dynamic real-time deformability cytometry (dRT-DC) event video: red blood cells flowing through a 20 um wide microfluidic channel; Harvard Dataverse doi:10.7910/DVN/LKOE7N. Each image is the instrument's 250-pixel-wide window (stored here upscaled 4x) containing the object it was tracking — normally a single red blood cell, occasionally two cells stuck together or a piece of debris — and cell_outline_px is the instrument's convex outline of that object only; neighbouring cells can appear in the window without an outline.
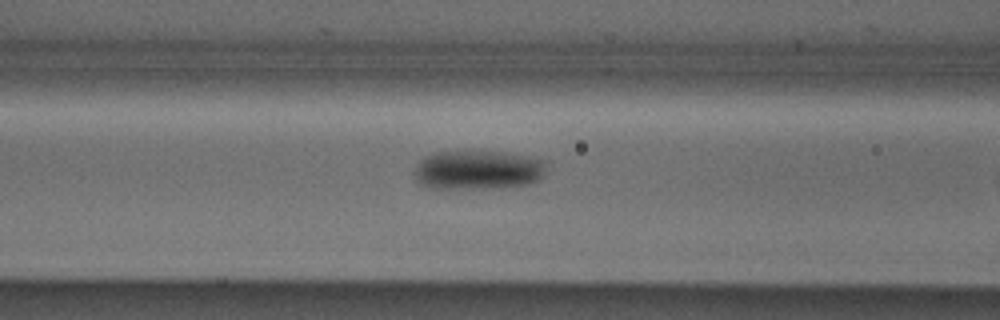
{"species": "Egyptian fruit bat (a non-hibernating species)", "species_latin": "Rousettus aegyptiacus", "temperature_condition": "cold", "stored_images_in_passage": 8, "camera_frame_rate_fps": 3000, "um_per_image_px": 0.085, "animal": {"sex": "male"}, "frame": {"image": 1, "passage_image": 7, "time_ms": 2.0, "image_size_px": [1000, 320], "cell_outline_px": [[548, 160], [544, 172], [540, 180], [528, 184], [500, 188], [428, 188], [420, 184], [416, 180], [412, 172], [416, 164], [424, 156], [436, 152], [504, 152]], "centroid_in_image_um": [40.61, 14.46], "position_along_channel_um": 126.0, "area_um2": 30.46}}